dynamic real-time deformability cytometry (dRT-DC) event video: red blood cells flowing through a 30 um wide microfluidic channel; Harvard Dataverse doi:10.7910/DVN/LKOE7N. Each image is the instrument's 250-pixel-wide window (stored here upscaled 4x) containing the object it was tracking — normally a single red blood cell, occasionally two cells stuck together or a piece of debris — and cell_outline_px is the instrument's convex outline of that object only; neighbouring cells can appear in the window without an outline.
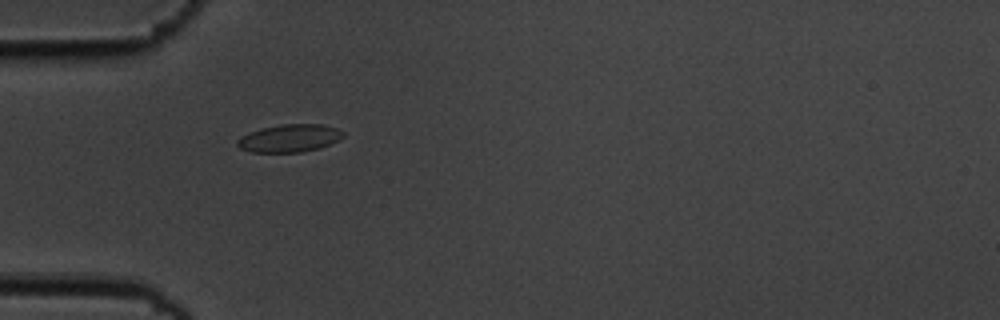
{"species": "common noctule bat (a hibernating species)", "species_latin": "Nyctalus noctula", "temperature_condition": "cold", "stored_images_in_passage": 2, "camera_frame_rate_fps": 3000, "um_per_image_px": 0.085, "animal": {"sex": "male", "body_mass_g": 19.5, "forearm_length_mm": 54.6}, "frame": {"image": 1, "passage_image": 1, "time_ms": 0.0, "image_size_px": [1000, 320], "cell_outline_px": [[344, 136], [320, 148], [304, 152], [252, 152], [240, 148], [236, 144], [236, 140], [240, 136], [264, 128], [280, 124], [324, 124], [336, 128], [344, 132]], "centroid_in_image_um": [24.6, 11.75], "position_along_channel_um": 60.4, "area_um2": 16.99}}
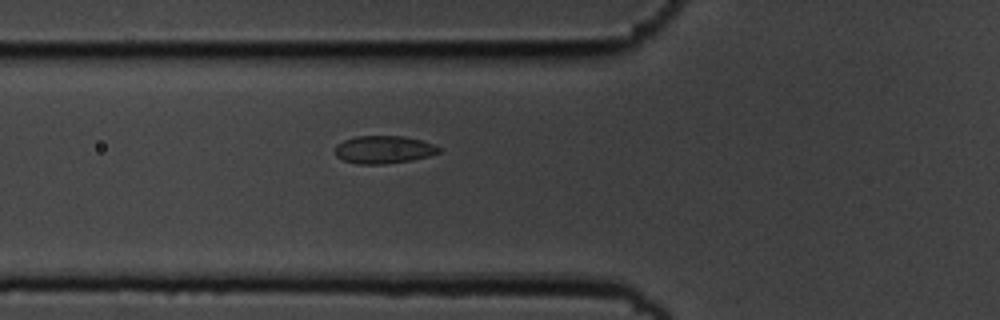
{"frame": {"image": 2, "passage_image": 2, "time_ms": 0.333, "image_size_px": [1000, 320], "cell_outline_px": [[440, 152], [428, 156], [412, 160], [384, 164], [360, 164], [344, 160], [336, 156], [336, 144], [344, 140], [356, 136], [404, 136], [436, 144], [440, 148]], "centroid_in_image_um": [32.63, 12.71], "position_along_channel_um": 93.2, "area_um2": 16.76}}